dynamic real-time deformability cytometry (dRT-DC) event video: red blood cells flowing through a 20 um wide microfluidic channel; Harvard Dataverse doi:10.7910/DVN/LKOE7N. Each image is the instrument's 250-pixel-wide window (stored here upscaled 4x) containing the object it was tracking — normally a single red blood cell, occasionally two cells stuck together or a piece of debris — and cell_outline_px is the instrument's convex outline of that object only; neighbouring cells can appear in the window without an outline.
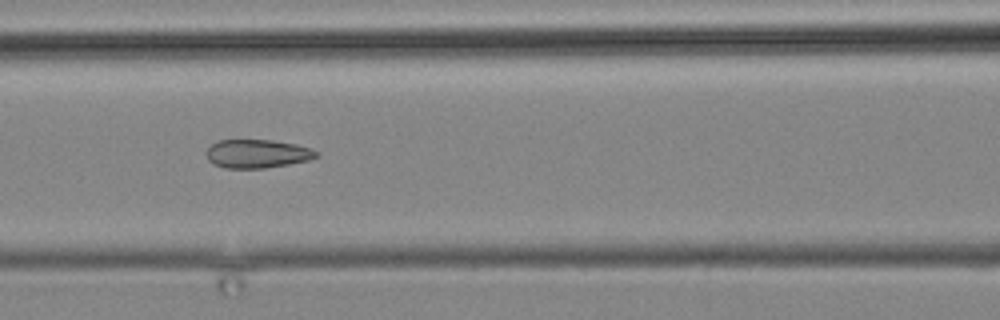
{"species": "common noctule bat (a hibernating species)", "species_latin": "Nyctalus noctula", "temperature_condition": "cold", "stored_images_in_passage": 9, "camera_frame_rate_fps": 3000, "um_per_image_px": 0.085, "animal": {"sex": "male", "body_mass_g": 19.2, "forearm_length_mm": 51.8}, "frame": {"image": 1, "passage_image": 9, "time_ms": 9.333, "image_size_px": [1000, 320], "cell_outline_px": [[320, 156], [308, 160], [288, 164], [264, 168], [224, 168], [212, 164], [208, 160], [204, 152], [212, 144], [220, 140], [272, 140], [296, 144], [312, 148], [320, 152]], "centroid_in_image_um": [21.87, 13.07], "position_along_channel_um": 144.7, "area_um2": 18.5}}